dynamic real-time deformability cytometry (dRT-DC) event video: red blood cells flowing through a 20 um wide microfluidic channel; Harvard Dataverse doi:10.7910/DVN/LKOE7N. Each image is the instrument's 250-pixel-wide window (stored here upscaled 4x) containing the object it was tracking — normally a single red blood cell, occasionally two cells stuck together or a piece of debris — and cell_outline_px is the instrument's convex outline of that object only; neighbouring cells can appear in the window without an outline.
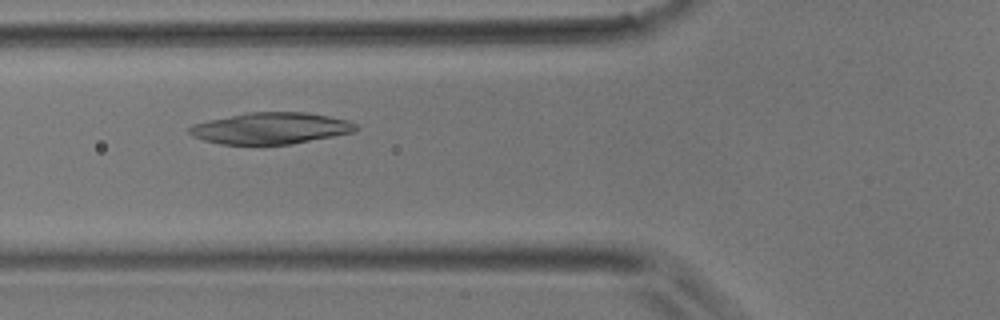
{"species": "common noctule bat (a hibernating species)", "species_latin": "Nyctalus noctula", "temperature_condition": "room temperature", "stored_images_in_passage": 3, "camera_frame_rate_fps": 3000, "um_per_image_px": 0.085, "animal": {"sex": "male", "body_mass_g": 17.9}, "frame": {"image": 1, "passage_image": 3, "time_ms": 0.667, "image_size_px": [1000, 320], "cell_outline_px": [[360, 128], [356, 132], [292, 144], [220, 144], [204, 140], [192, 136], [188, 132], [188, 128], [192, 124], [248, 112], [304, 112], [328, 116], [348, 120], [356, 124]], "centroid_in_image_um": [23.05, 10.9], "position_along_channel_um": 102.8, "area_um2": 30.52}}